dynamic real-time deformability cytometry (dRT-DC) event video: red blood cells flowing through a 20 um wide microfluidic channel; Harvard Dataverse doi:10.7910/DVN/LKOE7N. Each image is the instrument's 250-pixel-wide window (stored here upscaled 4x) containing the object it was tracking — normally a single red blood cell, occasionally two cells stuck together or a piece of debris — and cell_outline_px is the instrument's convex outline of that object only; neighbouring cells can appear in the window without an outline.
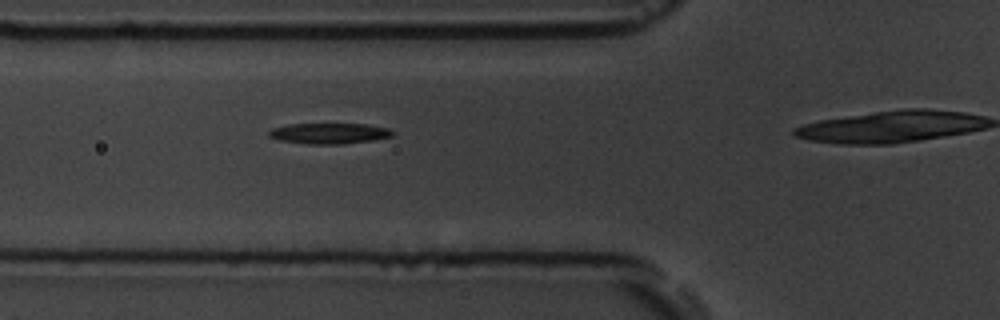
{"species": "common noctule bat (a hibernating species)", "species_latin": "Nyctalus noctula", "temperature_condition": "room temperature", "stored_images_in_passage": 4, "camera_frame_rate_fps": 3000, "um_per_image_px": 0.085, "animal": {"sex": "male", "body_mass_g": 19.5, "forearm_length_mm": 54.6}, "frame": {"image": 1, "passage_image": 3, "time_ms": 3.0, "image_size_px": [1000, 320], "cell_outline_px": [[396, 132], [392, 136], [372, 140], [344, 144], [304, 144], [280, 140], [268, 136], [268, 132], [272, 128], [288, 124], [364, 124], [388, 128]], "centroid_in_image_um": [27.98, 11.34], "position_along_channel_um": 97.8, "area_um2": 14.97}}